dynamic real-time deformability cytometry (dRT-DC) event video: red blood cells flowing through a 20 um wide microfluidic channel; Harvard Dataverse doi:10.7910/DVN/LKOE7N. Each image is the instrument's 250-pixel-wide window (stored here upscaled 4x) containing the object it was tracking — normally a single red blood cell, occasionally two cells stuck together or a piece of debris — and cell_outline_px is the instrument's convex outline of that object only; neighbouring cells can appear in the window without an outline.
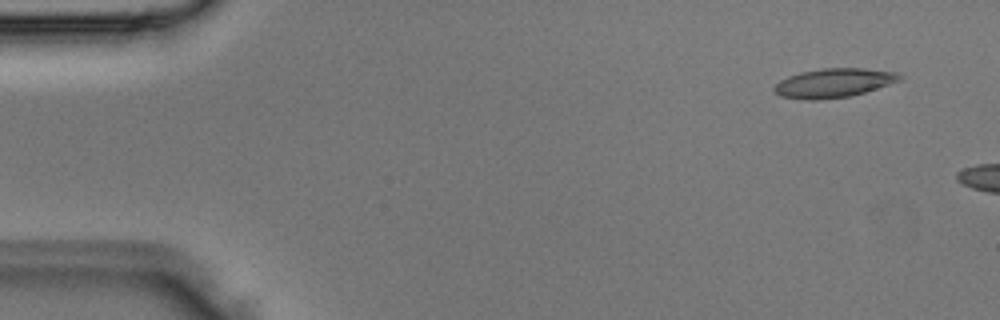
{"species": "Egyptian fruit bat (a non-hibernating species)", "species_latin": "Rousettus aegyptiacus", "temperature_condition": "room temperature", "stored_images_in_passage": 4, "camera_frame_rate_fps": 3000, "um_per_image_px": 0.085, "animal": {"sex": "male"}, "frame": {"image": 1, "passage_image": 1, "time_ms": 0.0, "image_size_px": [1000, 320], "cell_outline_px": [[904, 76], [900, 80], [864, 92], [848, 96], [816, 100], [808, 100], [780, 96], [772, 88], [780, 80], [788, 76], [800, 72], [824, 68], [864, 68], [900, 72]], "centroid_in_image_um": [70.87, 7.03], "position_along_channel_um": 14.1, "area_um2": 21.15}}